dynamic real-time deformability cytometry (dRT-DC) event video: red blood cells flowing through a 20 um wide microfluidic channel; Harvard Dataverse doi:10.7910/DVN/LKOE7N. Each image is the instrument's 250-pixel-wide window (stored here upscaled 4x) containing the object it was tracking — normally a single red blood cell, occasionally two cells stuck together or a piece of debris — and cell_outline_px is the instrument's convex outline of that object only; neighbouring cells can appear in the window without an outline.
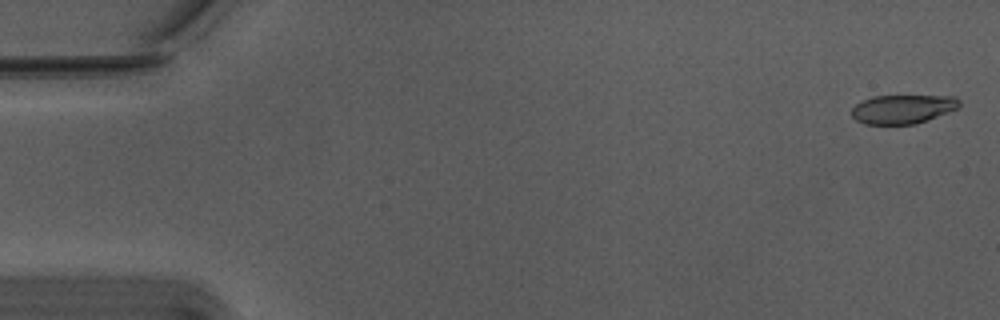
{"species": "Egyptian fruit bat (a non-hibernating species)", "species_latin": "Rousettus aegyptiacus", "temperature_condition": "warm", "stored_images_in_passage": 56, "camera_frame_rate_fps": 3000, "um_per_image_px": 0.085, "animal": {"sex": "male"}, "frame": {"image": 1, "passage_image": 2, "time_ms": 0.333, "image_size_px": [1000, 320], "cell_outline_px": [[960, 108], [916, 124], [864, 124], [856, 120], [852, 116], [852, 108], [856, 104], [872, 96], [956, 96], [960, 100]], "centroid_in_image_um": [76.76, 9.27], "position_along_channel_um": 8.2, "area_um2": 18.21}}
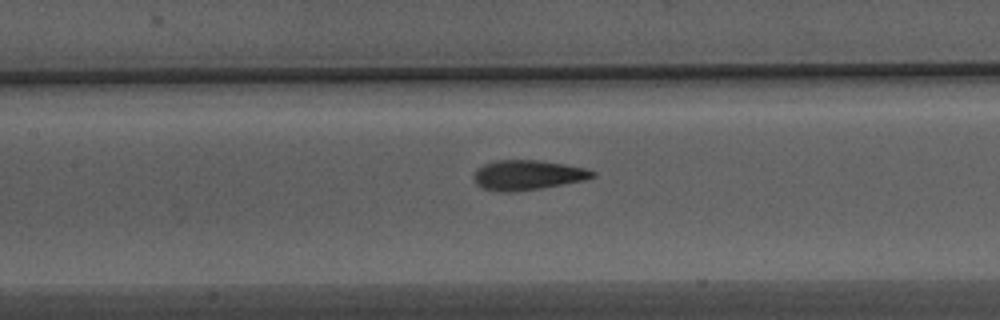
{"frame": {"image": 2, "passage_image": 26, "time_ms": 8.333, "image_size_px": [1000, 320], "cell_outline_px": [[596, 176], [584, 180], [540, 188], [508, 192], [500, 192], [484, 188], [476, 184], [472, 176], [476, 168], [484, 164], [496, 160], [536, 160], [564, 164], [584, 168], [596, 172]], "centroid_in_image_um": [44.8, 14.87], "position_along_channel_um": 162.6, "area_um2": 20.52}}
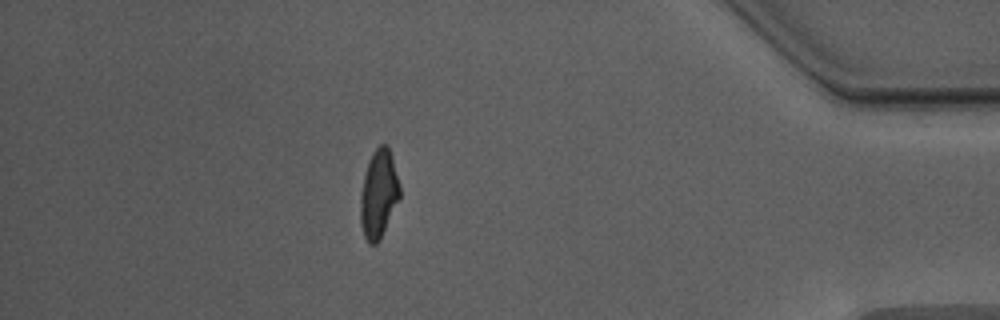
{"frame": {"image": 3, "passage_image": 49, "time_ms": 16.0, "image_size_px": [1000, 320], "cell_outline_px": [[400, 196], [380, 240], [376, 244], [368, 244], [364, 236], [360, 224], [360, 196], [364, 176], [372, 152], [380, 144], [388, 144], [400, 184]], "centroid_in_image_um": [32.18, 16.5], "position_along_channel_um": 403.0, "area_um2": 20.23}, "authors_computed_cell_mechanics": {"area_um2": 20.0566, "velocity_mm_per_s": 3.7446, "shape_relaxation_time_tau1_ms": 4.8641, "shape_relaxation_time_tau2_ms": 1.1911, "deformation_change_tau1": 0.2032, "deformation_change_tau2": 0.0905}}